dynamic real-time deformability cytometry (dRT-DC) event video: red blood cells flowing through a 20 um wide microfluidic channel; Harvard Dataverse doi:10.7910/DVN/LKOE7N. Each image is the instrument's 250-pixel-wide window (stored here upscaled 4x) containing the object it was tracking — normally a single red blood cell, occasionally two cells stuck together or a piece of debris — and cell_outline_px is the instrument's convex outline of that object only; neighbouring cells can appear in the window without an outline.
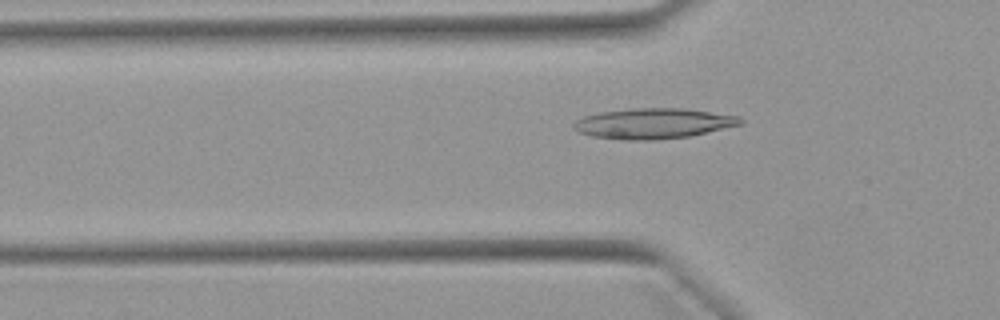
{"species": "Egyptian fruit bat (a non-hibernating species)", "species_latin": "Rousettus aegyptiacus", "temperature_condition": "warm", "stored_images_in_passage": 51, "camera_frame_rate_fps": 3000, "um_per_image_px": 0.085, "animal": {"sex": "female"}, "frame": {"image": 1, "passage_image": 16, "time_ms": 5.0, "image_size_px": [1000, 320], "cell_outline_px": [[744, 124], [688, 136], [652, 140], [624, 140], [592, 136], [580, 132], [572, 128], [572, 124], [576, 120], [584, 116], [600, 112], [632, 108], [684, 108], [740, 116], [744, 120]], "centroid_in_image_um": [55.54, 10.49], "position_along_channel_um": 70.3, "area_um2": 29.59}}
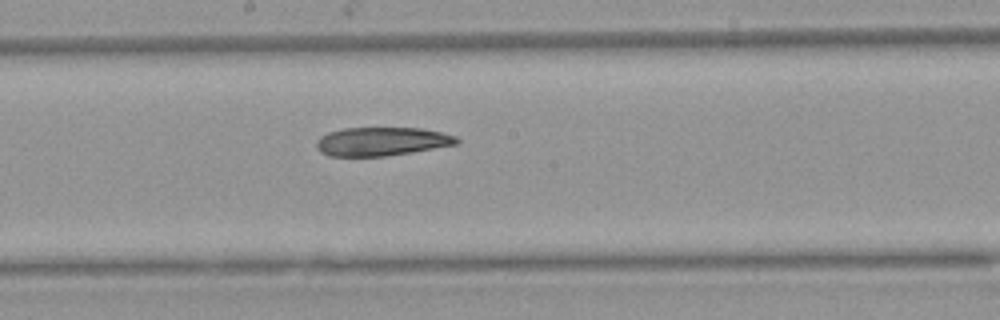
{"frame": {"image": 2, "passage_image": 27, "time_ms": 8.667, "image_size_px": [1000, 320], "cell_outline_px": [[460, 144], [412, 152], [384, 156], [328, 156], [320, 152], [316, 148], [316, 140], [320, 136], [328, 132], [344, 128], [420, 128], [440, 132], [456, 136], [460, 140]], "centroid_in_image_um": [32.44, 12.03], "position_along_channel_um": 215.8, "area_um2": 23.52}}
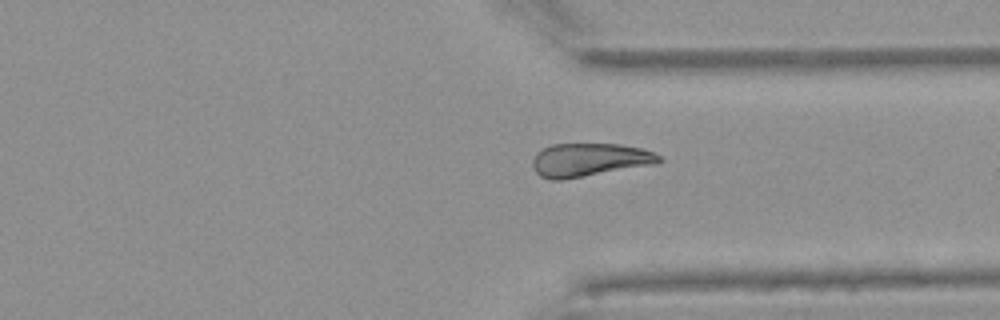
{"frame": {"image": 3, "passage_image": 38, "time_ms": 12.333, "image_size_px": [1000, 320], "cell_outline_px": [[664, 160], [660, 164], [560, 180], [552, 180], [540, 176], [536, 172], [532, 164], [532, 160], [536, 152], [552, 144], [620, 144], [640, 148], [652, 152], [660, 156]], "centroid_in_image_um": [50.13, 13.59], "position_along_channel_um": 361.3, "area_um2": 24.74}}